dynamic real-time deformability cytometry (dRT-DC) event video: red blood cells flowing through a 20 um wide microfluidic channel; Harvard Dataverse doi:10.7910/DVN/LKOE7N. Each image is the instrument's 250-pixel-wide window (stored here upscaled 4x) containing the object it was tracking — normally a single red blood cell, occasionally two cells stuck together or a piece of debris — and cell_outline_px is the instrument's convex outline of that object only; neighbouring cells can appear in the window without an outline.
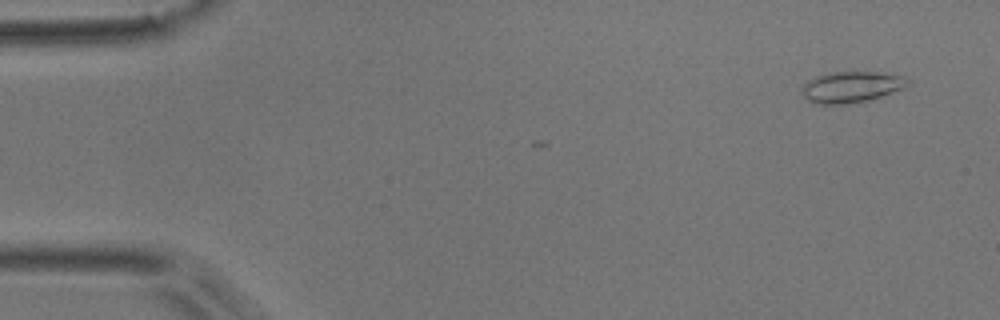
{"species": "common noctule bat (a hibernating species)", "species_latin": "Nyctalus noctula", "temperature_condition": "room temperature", "stored_images_in_passage": 3, "camera_frame_rate_fps": 3000, "um_per_image_px": 0.085, "animal": {"sex": "male", "body_mass_g": 17.9}, "frame": {"image": 1, "passage_image": 2, "time_ms": 0.333, "image_size_px": [1000, 320], "cell_outline_px": [[908, 84], [904, 88], [868, 100], [848, 104], [820, 104], [808, 100], [800, 92], [804, 84], [808, 80], [816, 76], [828, 72], [884, 72], [904, 76], [908, 80]], "centroid_in_image_um": [72.35, 7.38], "position_along_channel_um": 12.6, "area_um2": 19.19}}